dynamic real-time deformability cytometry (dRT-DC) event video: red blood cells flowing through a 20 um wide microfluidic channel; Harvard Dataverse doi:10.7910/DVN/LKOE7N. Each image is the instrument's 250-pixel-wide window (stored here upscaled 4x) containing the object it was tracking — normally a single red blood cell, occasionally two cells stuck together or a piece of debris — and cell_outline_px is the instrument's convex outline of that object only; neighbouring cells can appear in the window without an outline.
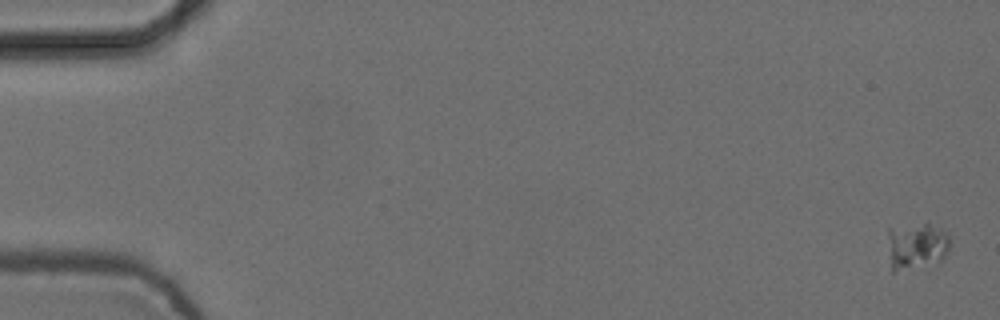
{"species": "common noctule bat (a hibernating species)", "species_latin": "Nyctalus noctula", "temperature_condition": "cold", "stored_images_in_passage": 8, "camera_frame_rate_fps": 3000, "um_per_image_px": 0.085, "animal": {"sex": "female", "body_mass_g": 24.6, "forearm_length_mm": 56.2}, "frame": {"image": 1, "passage_image": 1, "time_ms": 0.0, "image_size_px": [1000, 320], "cell_outline_px": [[948, 252], [936, 264], [892, 272], [888, 236], [888, 228], [924, 224], [928, 224], [940, 228], [948, 236]], "centroid_in_image_um": [77.9, 20.93], "position_along_channel_um": 7.1, "area_um2": 16.65}}
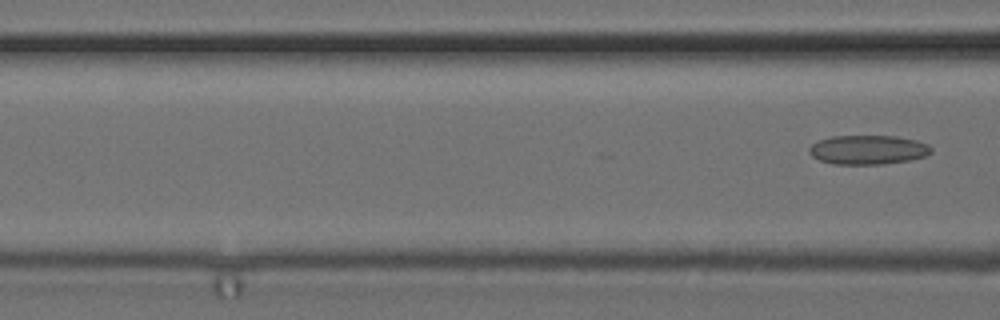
{"frame": {"image": 2, "passage_image": 8, "time_ms": 2.333, "image_size_px": [1000, 320], "cell_outline_px": [[932, 152], [924, 156], [908, 160], [884, 164], [832, 164], [820, 160], [812, 156], [808, 152], [808, 148], [812, 144], [820, 140], [832, 136], [892, 136], [916, 140], [928, 144], [932, 148]], "centroid_in_image_um": [73.76, 12.73], "position_along_channel_um": 92.8, "area_um2": 20.69}}